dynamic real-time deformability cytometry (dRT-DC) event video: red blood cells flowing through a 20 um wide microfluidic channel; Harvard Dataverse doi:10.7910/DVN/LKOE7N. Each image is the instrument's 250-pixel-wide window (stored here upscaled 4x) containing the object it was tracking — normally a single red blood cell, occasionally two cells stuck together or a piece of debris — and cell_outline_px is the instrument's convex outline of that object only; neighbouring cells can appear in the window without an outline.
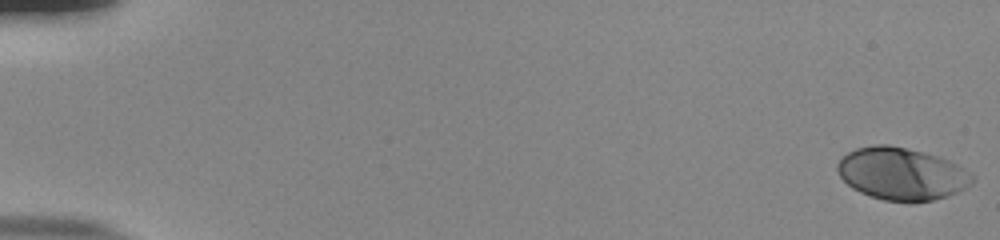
{"species": "human", "species_latin": "Homo sapiens", "temperature_condition": "room temperature", "stored_images_in_passage": 55, "camera_frame_rate_fps": 3000, "um_per_image_px": 0.085, "donor": {"sex": "male"}, "frame": {"image": 1, "passage_image": 1, "time_ms": 0.0, "image_size_px": [1000, 240], "cell_outline_px": [[976, 180], [972, 184], [956, 192], [932, 200], [908, 204], [884, 200], [860, 192], [852, 188], [840, 176], [836, 168], [836, 164], [848, 152], [856, 148], [876, 144], [888, 144], [940, 156], [964, 168], [976, 176]], "centroid_in_image_um": [76.66, 14.78], "position_along_channel_um": 8.3, "area_um2": 41.44}}
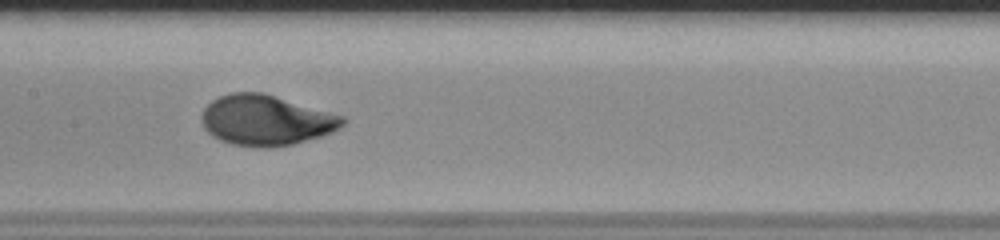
{"frame": {"image": 2, "passage_image": 29, "time_ms": 9.333, "image_size_px": [1000, 240], "cell_outline_px": [[348, 120], [340, 128], [332, 132], [320, 136], [292, 144], [268, 148], [260, 148], [232, 144], [220, 140], [212, 136], [204, 128], [200, 120], [200, 116], [204, 108], [212, 100], [220, 96], [232, 92], [264, 92], [344, 116]], "centroid_in_image_um": [22.6, 10.22], "position_along_channel_um": 184.8, "area_um2": 41.67}}
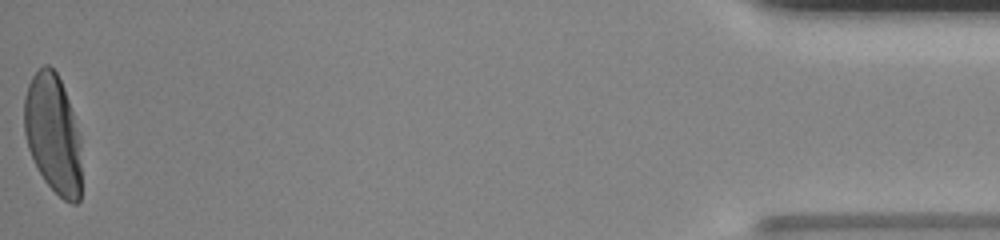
{"frame": {"image": 3, "passage_image": 55, "time_ms": 18.0, "image_size_px": [1000, 240], "cell_outline_px": [[80, 200], [76, 204], [72, 204], [64, 200], [44, 180], [28, 148], [24, 132], [24, 96], [28, 84], [32, 76], [44, 64], [48, 64], [56, 72], [64, 88], [80, 136]], "centroid_in_image_um": [4.5, 11.37], "position_along_channel_um": 430.7, "area_um2": 39.54}, "authors_computed_cell_mechanics": {"area_um2": 40.2288, "velocity_mm_per_s": 3.8199, "shape_relaxation_time_tau1_ms": 3.5505, "shape_relaxation_time_tau2_ms": null, "deformation_change_tau1": 0.2038, "deformation_change_tau2": null}}